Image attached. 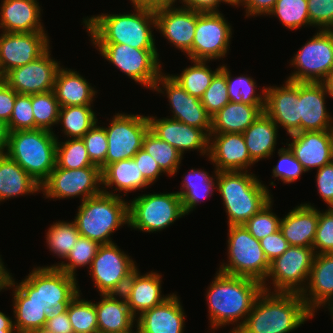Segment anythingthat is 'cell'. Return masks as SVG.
<instances>
[{
  "mask_svg": "<svg viewBox=\"0 0 333 333\" xmlns=\"http://www.w3.org/2000/svg\"><path fill=\"white\" fill-rule=\"evenodd\" d=\"M216 274L206 296L211 329L234 322L237 324L241 319L237 327L232 329L238 330L264 290L263 285L247 277L229 275L221 271H217Z\"/></svg>",
  "mask_w": 333,
  "mask_h": 333,
  "instance_id": "6da1fadb",
  "label": "cell"
},
{
  "mask_svg": "<svg viewBox=\"0 0 333 333\" xmlns=\"http://www.w3.org/2000/svg\"><path fill=\"white\" fill-rule=\"evenodd\" d=\"M314 314L301 293L267 292L256 299L239 333H289Z\"/></svg>",
  "mask_w": 333,
  "mask_h": 333,
  "instance_id": "7a4b0ae2",
  "label": "cell"
},
{
  "mask_svg": "<svg viewBox=\"0 0 333 333\" xmlns=\"http://www.w3.org/2000/svg\"><path fill=\"white\" fill-rule=\"evenodd\" d=\"M134 7L132 14L102 13L84 18L92 43H120L136 49L157 50L151 29L156 28L155 9Z\"/></svg>",
  "mask_w": 333,
  "mask_h": 333,
  "instance_id": "3957f363",
  "label": "cell"
},
{
  "mask_svg": "<svg viewBox=\"0 0 333 333\" xmlns=\"http://www.w3.org/2000/svg\"><path fill=\"white\" fill-rule=\"evenodd\" d=\"M216 181L228 215V226L243 225L272 200L267 187L248 171H220Z\"/></svg>",
  "mask_w": 333,
  "mask_h": 333,
  "instance_id": "277c9868",
  "label": "cell"
},
{
  "mask_svg": "<svg viewBox=\"0 0 333 333\" xmlns=\"http://www.w3.org/2000/svg\"><path fill=\"white\" fill-rule=\"evenodd\" d=\"M76 277L57 267H36L19 284L14 285L28 297L45 307L47 319L67 311L70 301L79 293Z\"/></svg>",
  "mask_w": 333,
  "mask_h": 333,
  "instance_id": "5b68a950",
  "label": "cell"
},
{
  "mask_svg": "<svg viewBox=\"0 0 333 333\" xmlns=\"http://www.w3.org/2000/svg\"><path fill=\"white\" fill-rule=\"evenodd\" d=\"M74 222L82 237L100 245L114 243L110 235L123 224H129L128 202L119 194L103 189L101 194L81 203Z\"/></svg>",
  "mask_w": 333,
  "mask_h": 333,
  "instance_id": "8992f818",
  "label": "cell"
},
{
  "mask_svg": "<svg viewBox=\"0 0 333 333\" xmlns=\"http://www.w3.org/2000/svg\"><path fill=\"white\" fill-rule=\"evenodd\" d=\"M57 139L43 129L9 132L5 153L41 185L56 166Z\"/></svg>",
  "mask_w": 333,
  "mask_h": 333,
  "instance_id": "52a82bcc",
  "label": "cell"
},
{
  "mask_svg": "<svg viewBox=\"0 0 333 333\" xmlns=\"http://www.w3.org/2000/svg\"><path fill=\"white\" fill-rule=\"evenodd\" d=\"M228 262L221 265L219 271L239 277H247L259 281L264 291L270 262L265 256L260 241L252 236L244 225L228 226ZM226 264V265H225Z\"/></svg>",
  "mask_w": 333,
  "mask_h": 333,
  "instance_id": "ba28073f",
  "label": "cell"
},
{
  "mask_svg": "<svg viewBox=\"0 0 333 333\" xmlns=\"http://www.w3.org/2000/svg\"><path fill=\"white\" fill-rule=\"evenodd\" d=\"M182 216L185 213L176 192L143 194L128 203V226L140 231H161Z\"/></svg>",
  "mask_w": 333,
  "mask_h": 333,
  "instance_id": "9c48e42d",
  "label": "cell"
},
{
  "mask_svg": "<svg viewBox=\"0 0 333 333\" xmlns=\"http://www.w3.org/2000/svg\"><path fill=\"white\" fill-rule=\"evenodd\" d=\"M101 55L136 83L153 90L161 72L158 50L136 49L120 43H93ZM152 88V89H151Z\"/></svg>",
  "mask_w": 333,
  "mask_h": 333,
  "instance_id": "30bf717a",
  "label": "cell"
},
{
  "mask_svg": "<svg viewBox=\"0 0 333 333\" xmlns=\"http://www.w3.org/2000/svg\"><path fill=\"white\" fill-rule=\"evenodd\" d=\"M95 287L101 293L122 294L132 273L138 269L130 256L115 243L100 245L89 267Z\"/></svg>",
  "mask_w": 333,
  "mask_h": 333,
  "instance_id": "8fae6325",
  "label": "cell"
},
{
  "mask_svg": "<svg viewBox=\"0 0 333 333\" xmlns=\"http://www.w3.org/2000/svg\"><path fill=\"white\" fill-rule=\"evenodd\" d=\"M294 56L291 66L297 71L287 80L323 82L333 69V30H320Z\"/></svg>",
  "mask_w": 333,
  "mask_h": 333,
  "instance_id": "7c38bea8",
  "label": "cell"
},
{
  "mask_svg": "<svg viewBox=\"0 0 333 333\" xmlns=\"http://www.w3.org/2000/svg\"><path fill=\"white\" fill-rule=\"evenodd\" d=\"M102 170L98 166L79 169H64L57 165L49 177L40 185L47 198H72L82 196L81 201L97 196L103 192Z\"/></svg>",
  "mask_w": 333,
  "mask_h": 333,
  "instance_id": "4fadbf2b",
  "label": "cell"
},
{
  "mask_svg": "<svg viewBox=\"0 0 333 333\" xmlns=\"http://www.w3.org/2000/svg\"><path fill=\"white\" fill-rule=\"evenodd\" d=\"M314 256L312 247L290 246L271 261L267 278H272L274 292L302 293L306 281L308 284Z\"/></svg>",
  "mask_w": 333,
  "mask_h": 333,
  "instance_id": "5bb4252c",
  "label": "cell"
},
{
  "mask_svg": "<svg viewBox=\"0 0 333 333\" xmlns=\"http://www.w3.org/2000/svg\"><path fill=\"white\" fill-rule=\"evenodd\" d=\"M105 128L108 140L106 167L109 164L130 159L142 148L149 130L147 116L117 113Z\"/></svg>",
  "mask_w": 333,
  "mask_h": 333,
  "instance_id": "9a60e30c",
  "label": "cell"
},
{
  "mask_svg": "<svg viewBox=\"0 0 333 333\" xmlns=\"http://www.w3.org/2000/svg\"><path fill=\"white\" fill-rule=\"evenodd\" d=\"M231 26L220 12H197V25L192 42V60L210 61L225 57Z\"/></svg>",
  "mask_w": 333,
  "mask_h": 333,
  "instance_id": "2e32d148",
  "label": "cell"
},
{
  "mask_svg": "<svg viewBox=\"0 0 333 333\" xmlns=\"http://www.w3.org/2000/svg\"><path fill=\"white\" fill-rule=\"evenodd\" d=\"M45 31L30 33L2 32L0 35V76L26 65L43 55L49 48Z\"/></svg>",
  "mask_w": 333,
  "mask_h": 333,
  "instance_id": "e0dca14e",
  "label": "cell"
},
{
  "mask_svg": "<svg viewBox=\"0 0 333 333\" xmlns=\"http://www.w3.org/2000/svg\"><path fill=\"white\" fill-rule=\"evenodd\" d=\"M160 85L165 89L170 107L173 110V116L170 119L203 129L210 135L212 117L204 108L201 99L187 93L170 74L161 73L153 88V90L164 93L163 88L159 87Z\"/></svg>",
  "mask_w": 333,
  "mask_h": 333,
  "instance_id": "ac0fdd59",
  "label": "cell"
},
{
  "mask_svg": "<svg viewBox=\"0 0 333 333\" xmlns=\"http://www.w3.org/2000/svg\"><path fill=\"white\" fill-rule=\"evenodd\" d=\"M48 49L34 61L8 71L2 79L18 94H38L54 90L60 63L50 58Z\"/></svg>",
  "mask_w": 333,
  "mask_h": 333,
  "instance_id": "d6986e66",
  "label": "cell"
},
{
  "mask_svg": "<svg viewBox=\"0 0 333 333\" xmlns=\"http://www.w3.org/2000/svg\"><path fill=\"white\" fill-rule=\"evenodd\" d=\"M156 29L192 60V42L197 25V11L173 5L155 9Z\"/></svg>",
  "mask_w": 333,
  "mask_h": 333,
  "instance_id": "ffe728a7",
  "label": "cell"
},
{
  "mask_svg": "<svg viewBox=\"0 0 333 333\" xmlns=\"http://www.w3.org/2000/svg\"><path fill=\"white\" fill-rule=\"evenodd\" d=\"M264 113L287 134L299 132V82L287 80L282 87L265 88Z\"/></svg>",
  "mask_w": 333,
  "mask_h": 333,
  "instance_id": "44dd1931",
  "label": "cell"
},
{
  "mask_svg": "<svg viewBox=\"0 0 333 333\" xmlns=\"http://www.w3.org/2000/svg\"><path fill=\"white\" fill-rule=\"evenodd\" d=\"M329 93L323 82H299V132L333 131L325 106Z\"/></svg>",
  "mask_w": 333,
  "mask_h": 333,
  "instance_id": "7402d4cb",
  "label": "cell"
},
{
  "mask_svg": "<svg viewBox=\"0 0 333 333\" xmlns=\"http://www.w3.org/2000/svg\"><path fill=\"white\" fill-rule=\"evenodd\" d=\"M156 118L147 116L149 130L158 138L175 147L181 155L186 150L198 149L201 155L208 156L209 135L203 129L170 118Z\"/></svg>",
  "mask_w": 333,
  "mask_h": 333,
  "instance_id": "603a6c76",
  "label": "cell"
},
{
  "mask_svg": "<svg viewBox=\"0 0 333 333\" xmlns=\"http://www.w3.org/2000/svg\"><path fill=\"white\" fill-rule=\"evenodd\" d=\"M208 156L215 163L216 172L247 171V167L255 163L248 153L242 133L210 134Z\"/></svg>",
  "mask_w": 333,
  "mask_h": 333,
  "instance_id": "cb8c5ba5",
  "label": "cell"
},
{
  "mask_svg": "<svg viewBox=\"0 0 333 333\" xmlns=\"http://www.w3.org/2000/svg\"><path fill=\"white\" fill-rule=\"evenodd\" d=\"M290 136L293 139L288 147L306 172L331 162L333 131H304Z\"/></svg>",
  "mask_w": 333,
  "mask_h": 333,
  "instance_id": "d4e9b609",
  "label": "cell"
},
{
  "mask_svg": "<svg viewBox=\"0 0 333 333\" xmlns=\"http://www.w3.org/2000/svg\"><path fill=\"white\" fill-rule=\"evenodd\" d=\"M308 281L307 287L301 293L307 308L314 314L315 309L323 305L325 307V304L331 307L333 305V253L315 254Z\"/></svg>",
  "mask_w": 333,
  "mask_h": 333,
  "instance_id": "484cf974",
  "label": "cell"
},
{
  "mask_svg": "<svg viewBox=\"0 0 333 333\" xmlns=\"http://www.w3.org/2000/svg\"><path fill=\"white\" fill-rule=\"evenodd\" d=\"M161 277L160 274L153 271L141 275L137 269L130 276L122 295L135 317L136 314L140 315L144 311L160 305L171 295L165 297L161 295Z\"/></svg>",
  "mask_w": 333,
  "mask_h": 333,
  "instance_id": "4316f807",
  "label": "cell"
},
{
  "mask_svg": "<svg viewBox=\"0 0 333 333\" xmlns=\"http://www.w3.org/2000/svg\"><path fill=\"white\" fill-rule=\"evenodd\" d=\"M185 313L176 294L137 317L140 333H183Z\"/></svg>",
  "mask_w": 333,
  "mask_h": 333,
  "instance_id": "83f0119b",
  "label": "cell"
},
{
  "mask_svg": "<svg viewBox=\"0 0 333 333\" xmlns=\"http://www.w3.org/2000/svg\"><path fill=\"white\" fill-rule=\"evenodd\" d=\"M318 219L319 210L300 204L280 220L279 230L290 246L313 247Z\"/></svg>",
  "mask_w": 333,
  "mask_h": 333,
  "instance_id": "f1b7e54d",
  "label": "cell"
},
{
  "mask_svg": "<svg viewBox=\"0 0 333 333\" xmlns=\"http://www.w3.org/2000/svg\"><path fill=\"white\" fill-rule=\"evenodd\" d=\"M0 12L2 32L30 33L45 31L37 0H3Z\"/></svg>",
  "mask_w": 333,
  "mask_h": 333,
  "instance_id": "f546056e",
  "label": "cell"
},
{
  "mask_svg": "<svg viewBox=\"0 0 333 333\" xmlns=\"http://www.w3.org/2000/svg\"><path fill=\"white\" fill-rule=\"evenodd\" d=\"M100 296L103 298L95 304L98 333H124L131 330L136 317L131 313L124 296L122 294H100Z\"/></svg>",
  "mask_w": 333,
  "mask_h": 333,
  "instance_id": "4dcf8cb0",
  "label": "cell"
},
{
  "mask_svg": "<svg viewBox=\"0 0 333 333\" xmlns=\"http://www.w3.org/2000/svg\"><path fill=\"white\" fill-rule=\"evenodd\" d=\"M54 92L60 107L91 106L97 93L77 71L63 67L57 71Z\"/></svg>",
  "mask_w": 333,
  "mask_h": 333,
  "instance_id": "1f68e13d",
  "label": "cell"
},
{
  "mask_svg": "<svg viewBox=\"0 0 333 333\" xmlns=\"http://www.w3.org/2000/svg\"><path fill=\"white\" fill-rule=\"evenodd\" d=\"M264 105L228 102L212 117L210 134L243 133L262 113Z\"/></svg>",
  "mask_w": 333,
  "mask_h": 333,
  "instance_id": "d6a6232c",
  "label": "cell"
},
{
  "mask_svg": "<svg viewBox=\"0 0 333 333\" xmlns=\"http://www.w3.org/2000/svg\"><path fill=\"white\" fill-rule=\"evenodd\" d=\"M40 184L6 153L0 154V201L40 192Z\"/></svg>",
  "mask_w": 333,
  "mask_h": 333,
  "instance_id": "836d02e7",
  "label": "cell"
},
{
  "mask_svg": "<svg viewBox=\"0 0 333 333\" xmlns=\"http://www.w3.org/2000/svg\"><path fill=\"white\" fill-rule=\"evenodd\" d=\"M278 127L264 112L242 134L251 159L269 158L277 144Z\"/></svg>",
  "mask_w": 333,
  "mask_h": 333,
  "instance_id": "e575fe53",
  "label": "cell"
},
{
  "mask_svg": "<svg viewBox=\"0 0 333 333\" xmlns=\"http://www.w3.org/2000/svg\"><path fill=\"white\" fill-rule=\"evenodd\" d=\"M111 188L115 185V190L126 192L138 190L150 185L141 174L135 161L130 159L121 160L109 164L102 171V186Z\"/></svg>",
  "mask_w": 333,
  "mask_h": 333,
  "instance_id": "d590c367",
  "label": "cell"
},
{
  "mask_svg": "<svg viewBox=\"0 0 333 333\" xmlns=\"http://www.w3.org/2000/svg\"><path fill=\"white\" fill-rule=\"evenodd\" d=\"M10 287L15 288L13 290L15 331L17 333H40L47 321L45 307L38 302H28V297L14 286V283Z\"/></svg>",
  "mask_w": 333,
  "mask_h": 333,
  "instance_id": "8d00e7d4",
  "label": "cell"
},
{
  "mask_svg": "<svg viewBox=\"0 0 333 333\" xmlns=\"http://www.w3.org/2000/svg\"><path fill=\"white\" fill-rule=\"evenodd\" d=\"M204 170H190L189 174L185 175L182 180V189L176 193L182 201V207L185 215L189 214L197 206L201 199L209 198L212 195L213 187L217 188L214 180L217 179V172L215 171L216 178L209 176Z\"/></svg>",
  "mask_w": 333,
  "mask_h": 333,
  "instance_id": "74e56055",
  "label": "cell"
},
{
  "mask_svg": "<svg viewBox=\"0 0 333 333\" xmlns=\"http://www.w3.org/2000/svg\"><path fill=\"white\" fill-rule=\"evenodd\" d=\"M63 125L62 131L71 139L82 138L97 122L91 106L60 107L58 123Z\"/></svg>",
  "mask_w": 333,
  "mask_h": 333,
  "instance_id": "f35d334b",
  "label": "cell"
},
{
  "mask_svg": "<svg viewBox=\"0 0 333 333\" xmlns=\"http://www.w3.org/2000/svg\"><path fill=\"white\" fill-rule=\"evenodd\" d=\"M194 65L185 68L180 75H171L173 79L190 95L201 99L205 90L210 86L215 74L221 66L212 71L206 65L207 61L191 60Z\"/></svg>",
  "mask_w": 333,
  "mask_h": 333,
  "instance_id": "ab89813d",
  "label": "cell"
},
{
  "mask_svg": "<svg viewBox=\"0 0 333 333\" xmlns=\"http://www.w3.org/2000/svg\"><path fill=\"white\" fill-rule=\"evenodd\" d=\"M142 148L157 161L164 173L169 174V176L177 173L183 156L175 147L148 130L144 136Z\"/></svg>",
  "mask_w": 333,
  "mask_h": 333,
  "instance_id": "60d3db41",
  "label": "cell"
},
{
  "mask_svg": "<svg viewBox=\"0 0 333 333\" xmlns=\"http://www.w3.org/2000/svg\"><path fill=\"white\" fill-rule=\"evenodd\" d=\"M80 292L70 301L67 313L74 333H98L95 303L80 299Z\"/></svg>",
  "mask_w": 333,
  "mask_h": 333,
  "instance_id": "b9f144b4",
  "label": "cell"
},
{
  "mask_svg": "<svg viewBox=\"0 0 333 333\" xmlns=\"http://www.w3.org/2000/svg\"><path fill=\"white\" fill-rule=\"evenodd\" d=\"M31 102L34 115V129L52 130L54 124H58L60 105L54 90L32 94Z\"/></svg>",
  "mask_w": 333,
  "mask_h": 333,
  "instance_id": "7bdbcfd3",
  "label": "cell"
},
{
  "mask_svg": "<svg viewBox=\"0 0 333 333\" xmlns=\"http://www.w3.org/2000/svg\"><path fill=\"white\" fill-rule=\"evenodd\" d=\"M56 165L64 169L97 166L91 162L82 138L68 139L65 142L57 139Z\"/></svg>",
  "mask_w": 333,
  "mask_h": 333,
  "instance_id": "ee69618b",
  "label": "cell"
},
{
  "mask_svg": "<svg viewBox=\"0 0 333 333\" xmlns=\"http://www.w3.org/2000/svg\"><path fill=\"white\" fill-rule=\"evenodd\" d=\"M80 236L74 221H59L49 228L46 241L51 252L65 259Z\"/></svg>",
  "mask_w": 333,
  "mask_h": 333,
  "instance_id": "f6af8a7d",
  "label": "cell"
},
{
  "mask_svg": "<svg viewBox=\"0 0 333 333\" xmlns=\"http://www.w3.org/2000/svg\"><path fill=\"white\" fill-rule=\"evenodd\" d=\"M268 15L278 16V19L290 30L310 25L307 0H277Z\"/></svg>",
  "mask_w": 333,
  "mask_h": 333,
  "instance_id": "bcb514c9",
  "label": "cell"
},
{
  "mask_svg": "<svg viewBox=\"0 0 333 333\" xmlns=\"http://www.w3.org/2000/svg\"><path fill=\"white\" fill-rule=\"evenodd\" d=\"M229 68L226 67V81L228 97L231 102L244 103L248 105H265V87L262 95L255 94L256 82L251 77L238 76L233 79Z\"/></svg>",
  "mask_w": 333,
  "mask_h": 333,
  "instance_id": "7dc6e473",
  "label": "cell"
},
{
  "mask_svg": "<svg viewBox=\"0 0 333 333\" xmlns=\"http://www.w3.org/2000/svg\"><path fill=\"white\" fill-rule=\"evenodd\" d=\"M99 246L100 244L97 241L80 236L65 258V261L68 260L69 262H61L58 265H52V267H57L68 275L76 277L75 270L77 267H83L88 264L89 267L91 266Z\"/></svg>",
  "mask_w": 333,
  "mask_h": 333,
  "instance_id": "c3c4849f",
  "label": "cell"
},
{
  "mask_svg": "<svg viewBox=\"0 0 333 333\" xmlns=\"http://www.w3.org/2000/svg\"><path fill=\"white\" fill-rule=\"evenodd\" d=\"M228 102H230L226 81V66L222 65L221 69L213 77L210 86L205 90L201 103L207 112L213 117Z\"/></svg>",
  "mask_w": 333,
  "mask_h": 333,
  "instance_id": "681fc988",
  "label": "cell"
},
{
  "mask_svg": "<svg viewBox=\"0 0 333 333\" xmlns=\"http://www.w3.org/2000/svg\"><path fill=\"white\" fill-rule=\"evenodd\" d=\"M272 202L271 200L243 224L257 240H261L279 230L281 219L275 213L271 212Z\"/></svg>",
  "mask_w": 333,
  "mask_h": 333,
  "instance_id": "f907efd6",
  "label": "cell"
},
{
  "mask_svg": "<svg viewBox=\"0 0 333 333\" xmlns=\"http://www.w3.org/2000/svg\"><path fill=\"white\" fill-rule=\"evenodd\" d=\"M88 156L94 165L103 171L106 168V155L108 151V140L104 127L97 123L82 137Z\"/></svg>",
  "mask_w": 333,
  "mask_h": 333,
  "instance_id": "816d5d0a",
  "label": "cell"
},
{
  "mask_svg": "<svg viewBox=\"0 0 333 333\" xmlns=\"http://www.w3.org/2000/svg\"><path fill=\"white\" fill-rule=\"evenodd\" d=\"M9 132L34 129V115L31 95L17 94L10 121Z\"/></svg>",
  "mask_w": 333,
  "mask_h": 333,
  "instance_id": "f5cc1de1",
  "label": "cell"
},
{
  "mask_svg": "<svg viewBox=\"0 0 333 333\" xmlns=\"http://www.w3.org/2000/svg\"><path fill=\"white\" fill-rule=\"evenodd\" d=\"M312 248L315 254L333 253V208H329L324 213L319 211L316 235Z\"/></svg>",
  "mask_w": 333,
  "mask_h": 333,
  "instance_id": "db71d44e",
  "label": "cell"
},
{
  "mask_svg": "<svg viewBox=\"0 0 333 333\" xmlns=\"http://www.w3.org/2000/svg\"><path fill=\"white\" fill-rule=\"evenodd\" d=\"M280 157L278 164L273 167V176L279 177L283 183H292L300 178L303 172H306L301 163L295 158L290 148H280L278 150Z\"/></svg>",
  "mask_w": 333,
  "mask_h": 333,
  "instance_id": "11a10c76",
  "label": "cell"
},
{
  "mask_svg": "<svg viewBox=\"0 0 333 333\" xmlns=\"http://www.w3.org/2000/svg\"><path fill=\"white\" fill-rule=\"evenodd\" d=\"M311 26L333 30V0H307Z\"/></svg>",
  "mask_w": 333,
  "mask_h": 333,
  "instance_id": "9f6ffc18",
  "label": "cell"
},
{
  "mask_svg": "<svg viewBox=\"0 0 333 333\" xmlns=\"http://www.w3.org/2000/svg\"><path fill=\"white\" fill-rule=\"evenodd\" d=\"M316 183L321 198L333 208V164L330 162L317 169Z\"/></svg>",
  "mask_w": 333,
  "mask_h": 333,
  "instance_id": "6f0895ef",
  "label": "cell"
},
{
  "mask_svg": "<svg viewBox=\"0 0 333 333\" xmlns=\"http://www.w3.org/2000/svg\"><path fill=\"white\" fill-rule=\"evenodd\" d=\"M259 241L269 262L273 261L276 257L281 256L290 247L288 241L282 235L280 230Z\"/></svg>",
  "mask_w": 333,
  "mask_h": 333,
  "instance_id": "680465c9",
  "label": "cell"
},
{
  "mask_svg": "<svg viewBox=\"0 0 333 333\" xmlns=\"http://www.w3.org/2000/svg\"><path fill=\"white\" fill-rule=\"evenodd\" d=\"M137 164L144 179L152 184L159 177L161 173H164L156 160H154L143 148H141L135 156L132 158Z\"/></svg>",
  "mask_w": 333,
  "mask_h": 333,
  "instance_id": "91938a15",
  "label": "cell"
},
{
  "mask_svg": "<svg viewBox=\"0 0 333 333\" xmlns=\"http://www.w3.org/2000/svg\"><path fill=\"white\" fill-rule=\"evenodd\" d=\"M17 94L3 79L0 80V120L6 124L10 121Z\"/></svg>",
  "mask_w": 333,
  "mask_h": 333,
  "instance_id": "94428289",
  "label": "cell"
},
{
  "mask_svg": "<svg viewBox=\"0 0 333 333\" xmlns=\"http://www.w3.org/2000/svg\"><path fill=\"white\" fill-rule=\"evenodd\" d=\"M40 333H74L67 311L47 319Z\"/></svg>",
  "mask_w": 333,
  "mask_h": 333,
  "instance_id": "6125c7cd",
  "label": "cell"
},
{
  "mask_svg": "<svg viewBox=\"0 0 333 333\" xmlns=\"http://www.w3.org/2000/svg\"><path fill=\"white\" fill-rule=\"evenodd\" d=\"M277 0H241L240 5L246 7V16L269 14Z\"/></svg>",
  "mask_w": 333,
  "mask_h": 333,
  "instance_id": "be15d7a7",
  "label": "cell"
},
{
  "mask_svg": "<svg viewBox=\"0 0 333 333\" xmlns=\"http://www.w3.org/2000/svg\"><path fill=\"white\" fill-rule=\"evenodd\" d=\"M180 1V0H179ZM184 8H189L197 12L207 13V12H219L217 6L223 0H181Z\"/></svg>",
  "mask_w": 333,
  "mask_h": 333,
  "instance_id": "e7e4bbea",
  "label": "cell"
},
{
  "mask_svg": "<svg viewBox=\"0 0 333 333\" xmlns=\"http://www.w3.org/2000/svg\"><path fill=\"white\" fill-rule=\"evenodd\" d=\"M134 6L148 7L152 9H157L160 7H166L169 5H174L177 0H130Z\"/></svg>",
  "mask_w": 333,
  "mask_h": 333,
  "instance_id": "03108f58",
  "label": "cell"
},
{
  "mask_svg": "<svg viewBox=\"0 0 333 333\" xmlns=\"http://www.w3.org/2000/svg\"><path fill=\"white\" fill-rule=\"evenodd\" d=\"M12 275L8 272L6 267L2 263V259L0 258V291L2 289H7L13 283Z\"/></svg>",
  "mask_w": 333,
  "mask_h": 333,
  "instance_id": "003e7915",
  "label": "cell"
},
{
  "mask_svg": "<svg viewBox=\"0 0 333 333\" xmlns=\"http://www.w3.org/2000/svg\"><path fill=\"white\" fill-rule=\"evenodd\" d=\"M8 138H9L8 126L5 122L0 120V154L5 153L8 145Z\"/></svg>",
  "mask_w": 333,
  "mask_h": 333,
  "instance_id": "a7ac6f4b",
  "label": "cell"
},
{
  "mask_svg": "<svg viewBox=\"0 0 333 333\" xmlns=\"http://www.w3.org/2000/svg\"><path fill=\"white\" fill-rule=\"evenodd\" d=\"M0 329H15L14 321L5 313L0 311Z\"/></svg>",
  "mask_w": 333,
  "mask_h": 333,
  "instance_id": "89a4df30",
  "label": "cell"
},
{
  "mask_svg": "<svg viewBox=\"0 0 333 333\" xmlns=\"http://www.w3.org/2000/svg\"><path fill=\"white\" fill-rule=\"evenodd\" d=\"M327 92L333 98V69L332 71L328 74L327 78L323 81Z\"/></svg>",
  "mask_w": 333,
  "mask_h": 333,
  "instance_id": "2644e50d",
  "label": "cell"
},
{
  "mask_svg": "<svg viewBox=\"0 0 333 333\" xmlns=\"http://www.w3.org/2000/svg\"><path fill=\"white\" fill-rule=\"evenodd\" d=\"M224 3L226 2L227 4L233 5V6H237L240 4L241 0H223Z\"/></svg>",
  "mask_w": 333,
  "mask_h": 333,
  "instance_id": "8c879c8a",
  "label": "cell"
},
{
  "mask_svg": "<svg viewBox=\"0 0 333 333\" xmlns=\"http://www.w3.org/2000/svg\"><path fill=\"white\" fill-rule=\"evenodd\" d=\"M14 330L15 329H0V333H15L16 331Z\"/></svg>",
  "mask_w": 333,
  "mask_h": 333,
  "instance_id": "753ad0ef",
  "label": "cell"
},
{
  "mask_svg": "<svg viewBox=\"0 0 333 333\" xmlns=\"http://www.w3.org/2000/svg\"><path fill=\"white\" fill-rule=\"evenodd\" d=\"M331 163L333 164V140H332V146H331Z\"/></svg>",
  "mask_w": 333,
  "mask_h": 333,
  "instance_id": "34e18365",
  "label": "cell"
},
{
  "mask_svg": "<svg viewBox=\"0 0 333 333\" xmlns=\"http://www.w3.org/2000/svg\"><path fill=\"white\" fill-rule=\"evenodd\" d=\"M124 333H140V332H139V329L137 328L136 332L135 331L133 332L132 329H131V330H129L127 332H124Z\"/></svg>",
  "mask_w": 333,
  "mask_h": 333,
  "instance_id": "11e5206c",
  "label": "cell"
},
{
  "mask_svg": "<svg viewBox=\"0 0 333 333\" xmlns=\"http://www.w3.org/2000/svg\"><path fill=\"white\" fill-rule=\"evenodd\" d=\"M330 309V313L332 314V318H333V305L329 308Z\"/></svg>",
  "mask_w": 333,
  "mask_h": 333,
  "instance_id": "2a66077c",
  "label": "cell"
},
{
  "mask_svg": "<svg viewBox=\"0 0 333 333\" xmlns=\"http://www.w3.org/2000/svg\"><path fill=\"white\" fill-rule=\"evenodd\" d=\"M230 333H239L237 330H231Z\"/></svg>",
  "mask_w": 333,
  "mask_h": 333,
  "instance_id": "b9fcfbb0",
  "label": "cell"
}]
</instances>
